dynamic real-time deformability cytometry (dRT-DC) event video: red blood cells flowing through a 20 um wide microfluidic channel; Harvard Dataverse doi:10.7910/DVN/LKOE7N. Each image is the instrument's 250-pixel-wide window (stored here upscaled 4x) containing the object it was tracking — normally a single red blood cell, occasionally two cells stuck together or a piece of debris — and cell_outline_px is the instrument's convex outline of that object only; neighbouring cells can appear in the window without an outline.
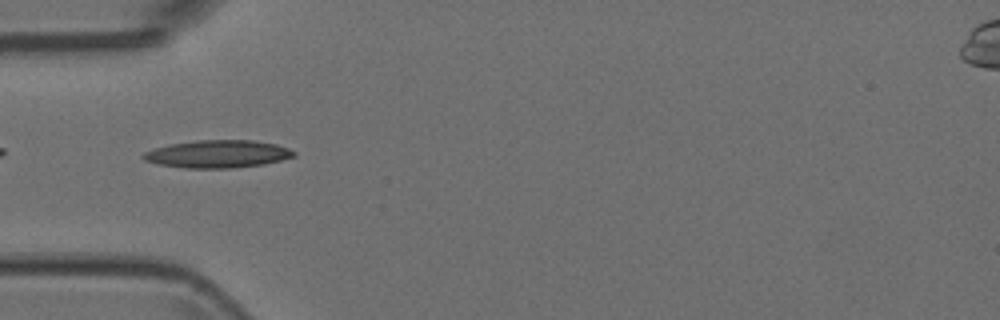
{"species": "Egyptian fruit bat (a non-hibernating species)", "species_latin": "Rousettus aegyptiacus", "temperature_condition": "room temperature", "stored_images_in_passage": 7, "camera_frame_rate_fps": 3000, "um_per_image_px": 0.085, "animal": {"sex": "female"}, "frame": {"image": 1, "passage_image": 5, "time_ms": 1.333, "image_size_px": [1000, 320], "cell_outline_px": [[296, 156], [264, 164], [232, 168], [184, 168], [160, 164], [144, 160], [140, 156], [144, 152], [156, 148], [172, 144], [196, 140], [252, 140], [276, 144], [288, 148], [296, 152]], "centroid_in_image_um": [18.52, 13.09], "position_along_channel_um": 66.5, "area_um2": 24.16}}
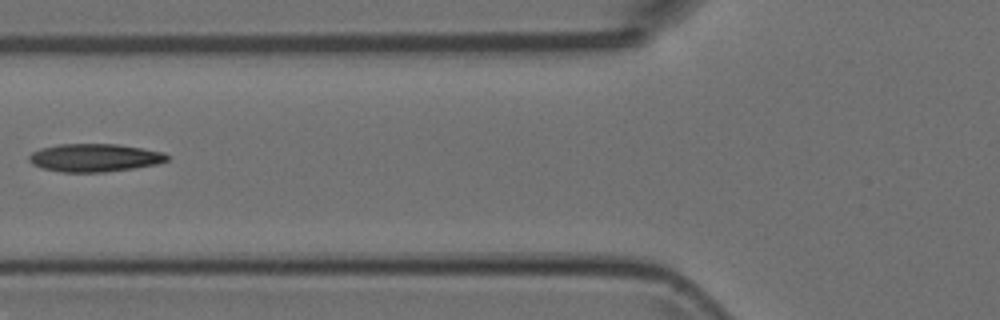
{"frame": {"image": 2, "passage_image": 6, "time_ms": 1.667, "image_size_px": [1000, 320], "cell_outline_px": [[168, 160], [156, 164], [132, 168], [104, 172], [64, 172], [44, 168], [32, 164], [28, 160], [28, 156], [32, 152], [40, 148], [56, 144], [116, 144], [164, 152], [168, 156]], "centroid_in_image_um": [8.0, 13.4], "position_along_channel_um": 117.8, "area_um2": 22.37}}
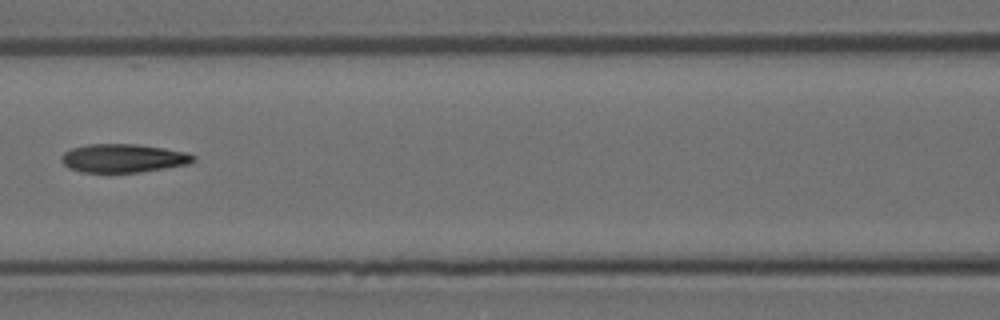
{"frame": {"image": 3, "passage_image": 7, "time_ms": 2.0, "image_size_px": [1000, 320], "cell_outline_px": [[196, 160], [188, 164], [140, 172], [80, 172], [68, 168], [60, 160], [60, 156], [64, 152], [72, 148], [88, 144], [136, 144], [164, 148], [188, 152], [196, 156]], "centroid_in_image_um": [10.47, 13.44], "position_along_channel_um": 156.1, "area_um2": 22.02}}